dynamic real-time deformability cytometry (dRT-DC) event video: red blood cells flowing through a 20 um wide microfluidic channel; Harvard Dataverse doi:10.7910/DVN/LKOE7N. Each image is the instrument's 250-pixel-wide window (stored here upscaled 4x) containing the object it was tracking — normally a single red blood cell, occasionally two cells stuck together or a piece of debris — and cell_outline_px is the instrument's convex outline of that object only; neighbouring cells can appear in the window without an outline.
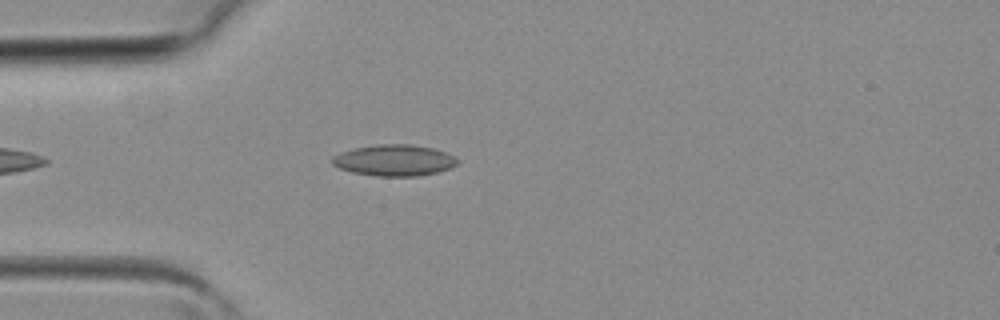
{"species": "common noctule bat (a hibernating species)", "species_latin": "Nyctalus noctula", "temperature_condition": "room temperature", "stored_images_in_passage": 2, "camera_frame_rate_fps": 3000, "um_per_image_px": 0.085, "animal": {"sex": "female", "body_mass_g": 19.3, "forearm_length_mm": 54.1}, "frame": {"image": 1, "passage_image": 2, "time_ms": 0.333, "image_size_px": [1000, 320], "cell_outline_px": [[460, 160], [456, 164], [448, 168], [436, 172], [416, 176], [376, 176], [352, 172], [340, 168], [332, 164], [332, 156], [340, 152], [356, 148], [376, 144], [408, 144], [432, 148], [444, 152]], "centroid_in_image_um": [33.47, 13.62], "position_along_channel_um": 51.5, "area_um2": 22.54}}